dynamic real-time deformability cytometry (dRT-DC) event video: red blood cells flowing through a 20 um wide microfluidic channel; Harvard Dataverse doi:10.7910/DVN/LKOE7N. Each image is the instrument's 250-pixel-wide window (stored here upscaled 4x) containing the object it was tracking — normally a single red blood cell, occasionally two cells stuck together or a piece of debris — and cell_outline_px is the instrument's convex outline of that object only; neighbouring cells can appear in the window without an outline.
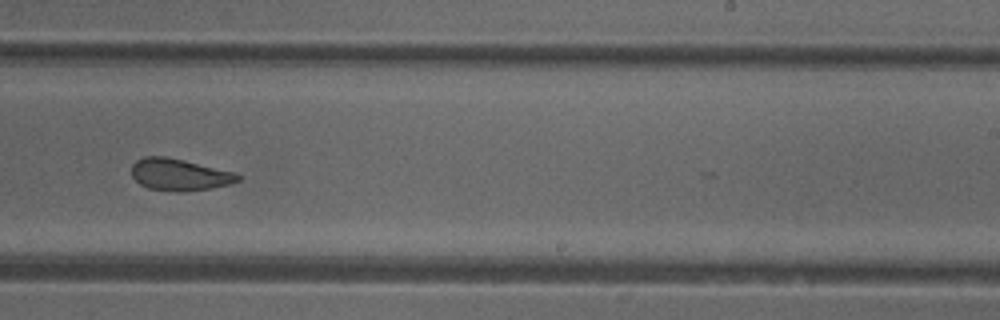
{"species": "common noctule bat (a hibernating species)", "species_latin": "Nyctalus noctula", "temperature_condition": "cold", "stored_images_in_passage": 46, "camera_frame_rate_fps": 3000, "um_per_image_px": 0.085, "animal": {"sex": "female"}, "frame": {"image": 1, "passage_image": 27, "time_ms": 8.667, "image_size_px": [1000, 320], "cell_outline_px": [[240, 180], [232, 184], [212, 188], [184, 192], [172, 192], [148, 188], [140, 184], [132, 176], [132, 164], [136, 160], [144, 156], [164, 156], [184, 160], [236, 172], [240, 176]], "centroid_in_image_um": [15.27, 14.85], "position_along_channel_um": 273.7, "area_um2": 20.0}}
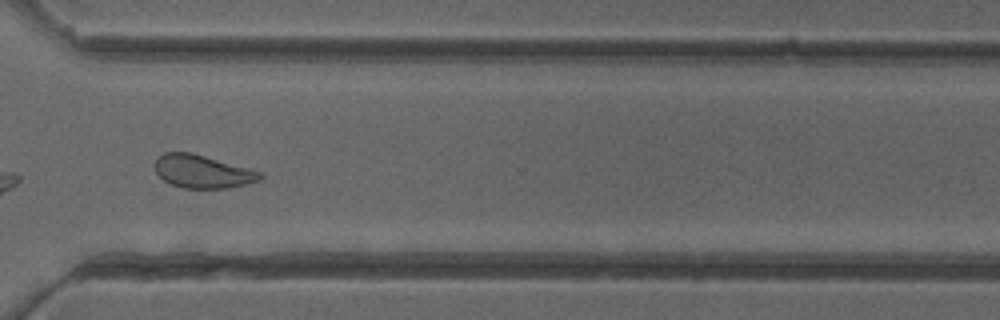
{"frame": {"image": 2, "passage_image": 33, "time_ms": 10.667, "image_size_px": [1000, 320], "cell_outline_px": [[264, 176], [260, 180], [228, 188], [184, 188], [172, 184], [164, 180], [156, 172], [156, 160], [164, 152], [192, 152], [248, 168], [260, 172]], "centroid_in_image_um": [17.22, 14.57], "position_along_channel_um": 353.4, "area_um2": 20.0}, "authors_computed_cell_mechanics": {"area_um2": 21.5305, "velocity_mm_per_s": 3.9944, "shape_relaxation_time_tau1_ms": 9.9535, "shape_relaxation_time_tau2_ms": 1.9784, "deformation_change_tau1": 0.1603, "deformation_change_tau2": 0.0944}}